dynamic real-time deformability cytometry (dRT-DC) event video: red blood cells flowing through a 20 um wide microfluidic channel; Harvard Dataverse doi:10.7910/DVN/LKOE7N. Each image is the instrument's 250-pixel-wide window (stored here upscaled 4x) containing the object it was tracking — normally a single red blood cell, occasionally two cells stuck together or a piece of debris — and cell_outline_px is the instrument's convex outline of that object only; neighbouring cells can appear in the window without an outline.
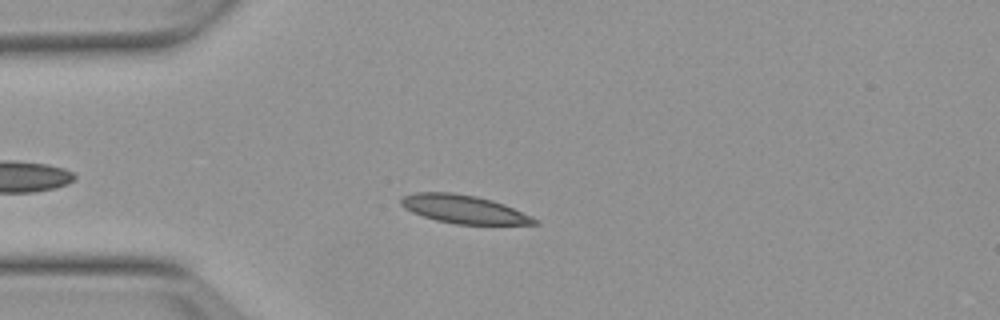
{"species": "Egyptian fruit bat (a non-hibernating species)", "species_latin": "Rousettus aegyptiacus", "temperature_condition": "warm", "stored_images_in_passage": 43, "camera_frame_rate_fps": 3000, "um_per_image_px": 0.085, "animal": {"sex": "female"}, "frame": {"image": 1, "passage_image": 9, "time_ms": 2.667, "image_size_px": [1000, 320], "cell_outline_px": [[540, 224], [456, 224], [436, 220], [412, 212], [404, 208], [400, 204], [400, 196], [416, 192], [452, 192], [476, 196], [492, 200], [504, 204], [532, 216], [540, 220]], "centroid_in_image_um": [39.42, 17.77], "position_along_channel_um": 45.6, "area_um2": 22.08}}
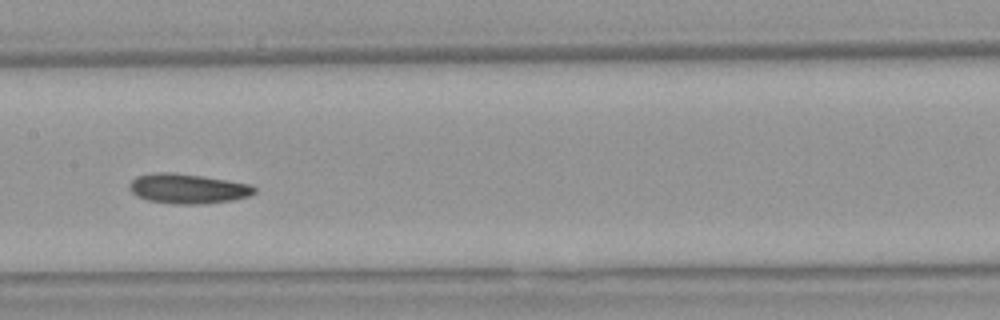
{"frame": {"image": 2, "passage_image": 22, "time_ms": 7.0, "image_size_px": [1000, 320], "cell_outline_px": [[256, 192], [248, 196], [232, 200], [204, 204], [172, 204], [148, 200], [136, 196], [128, 188], [128, 184], [136, 176], [152, 172], [172, 172], [228, 180], [248, 184], [256, 188]], "centroid_in_image_um": [15.91, 16.03], "position_along_channel_um": 191.5, "area_um2": 21.79}}
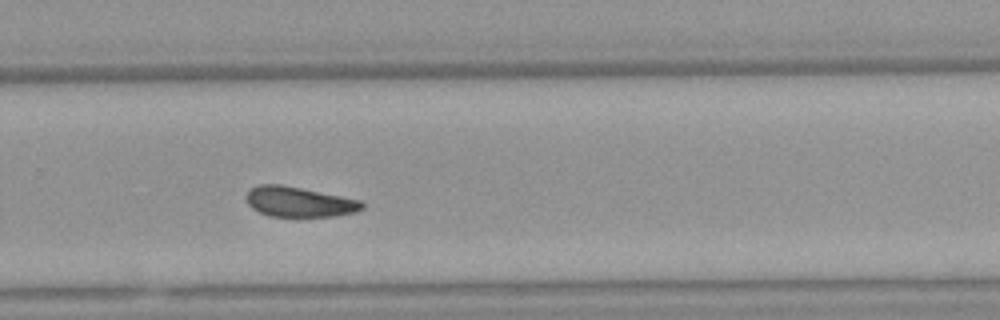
{"frame": {"image": 3, "passage_image": 31, "time_ms": 10.0, "image_size_px": [1000, 320], "cell_outline_px": [[364, 208], [356, 212], [336, 216], [268, 216], [252, 208], [248, 204], [244, 196], [248, 188], [256, 184], [280, 184], [360, 200], [364, 204]], "centroid_in_image_um": [25.36, 17.15], "position_along_channel_um": 304.4, "area_um2": 20.4}, "authors_computed_cell_mechanics": {"area_um2": 20.8658, "velocity_mm_per_s": 3.7786, "shape_relaxation_time_tau1_ms": 5.2138, "shape_relaxation_time_tau2_ms": 4.8901, "deformation_change_tau1": 0.1408, "deformation_change_tau2": 0.1112}}